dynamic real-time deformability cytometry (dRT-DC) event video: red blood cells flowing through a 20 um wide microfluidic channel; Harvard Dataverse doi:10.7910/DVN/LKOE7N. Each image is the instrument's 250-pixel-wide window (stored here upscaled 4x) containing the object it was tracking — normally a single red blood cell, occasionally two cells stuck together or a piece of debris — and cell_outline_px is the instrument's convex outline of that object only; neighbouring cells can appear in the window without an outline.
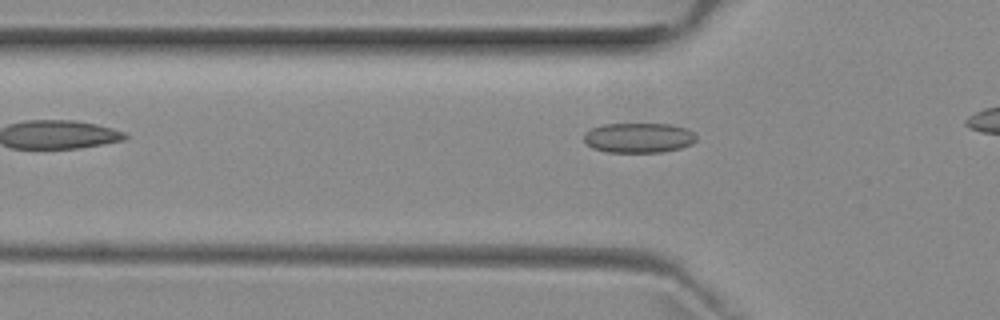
{"species": "common noctule bat (a hibernating species)", "species_latin": "Nyctalus noctula", "temperature_condition": "room temperature", "stored_images_in_passage": 5, "camera_frame_rate_fps": 3000, "um_per_image_px": 0.085, "animal": {"sex": "female", "body_mass_g": 29.2, "forearm_length_mm": 56.3}, "frame": {"image": 1, "passage_image": 5, "time_ms": 5.333, "image_size_px": [1000, 320], "cell_outline_px": [[696, 140], [692, 144], [680, 148], [660, 152], [608, 152], [592, 148], [584, 140], [584, 136], [592, 128], [604, 124], [672, 124], [688, 128], [696, 136]], "centroid_in_image_um": [54.32, 11.71], "position_along_channel_um": 71.5, "area_um2": 19.54}}